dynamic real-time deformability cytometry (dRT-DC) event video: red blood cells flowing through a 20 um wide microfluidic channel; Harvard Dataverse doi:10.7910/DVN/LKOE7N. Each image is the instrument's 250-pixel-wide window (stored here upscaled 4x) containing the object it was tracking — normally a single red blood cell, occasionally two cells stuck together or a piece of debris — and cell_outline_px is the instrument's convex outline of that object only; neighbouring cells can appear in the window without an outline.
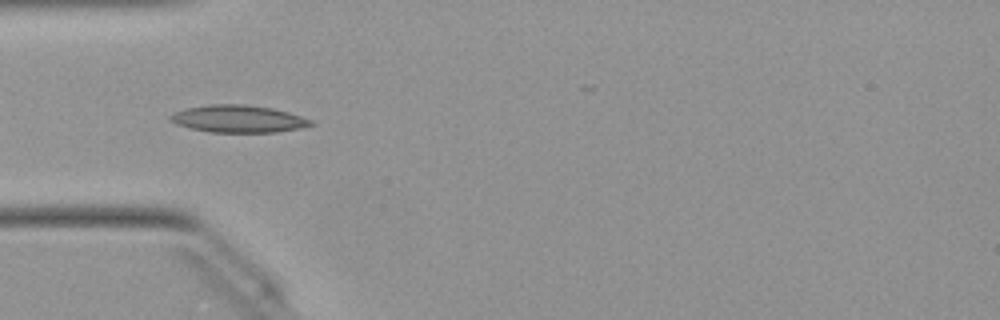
{"species": "Egyptian fruit bat (a non-hibernating species)", "species_latin": "Rousettus aegyptiacus", "temperature_condition": "warm", "stored_images_in_passage": 9, "camera_frame_rate_fps": 3000, "um_per_image_px": 0.085, "animal": {"sex": "female"}, "frame": {"image": 1, "passage_image": 3, "time_ms": 0.667, "image_size_px": [1000, 320], "cell_outline_px": [[316, 124], [300, 128], [276, 132], [208, 132], [188, 128], [176, 124], [168, 116], [176, 112], [188, 108], [208, 104], [244, 104], [272, 108], [288, 112], [312, 120]], "centroid_in_image_um": [20.26, 10.1], "position_along_channel_um": 64.7, "area_um2": 22.31}}